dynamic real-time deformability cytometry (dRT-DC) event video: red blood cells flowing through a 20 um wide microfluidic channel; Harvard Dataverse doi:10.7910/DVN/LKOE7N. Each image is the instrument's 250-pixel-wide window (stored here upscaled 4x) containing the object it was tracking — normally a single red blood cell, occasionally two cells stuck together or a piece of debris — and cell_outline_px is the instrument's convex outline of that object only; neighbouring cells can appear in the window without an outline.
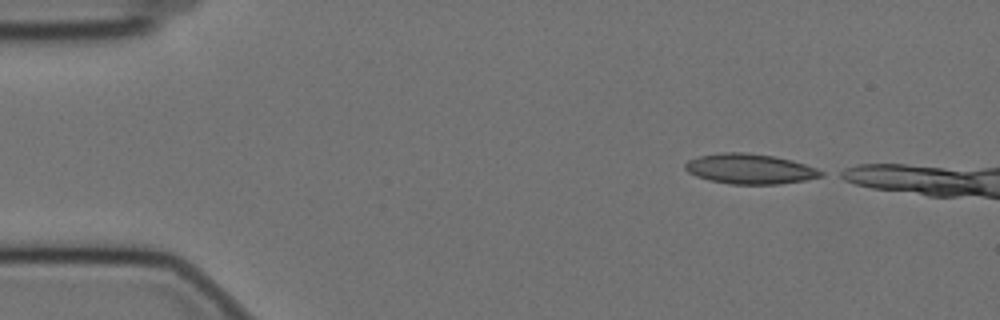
{"species": "Egyptian fruit bat (a non-hibernating species)", "species_latin": "Rousettus aegyptiacus", "temperature_condition": "cold", "stored_images_in_passage": 6, "camera_frame_rate_fps": 3000, "um_per_image_px": 0.085, "animal": {"sex": "female"}, "frame": {"image": 1, "passage_image": 1, "time_ms": 0.0, "image_size_px": [1000, 320], "cell_outline_px": [[824, 176], [804, 180], [780, 184], [732, 184], [708, 180], [696, 176], [688, 172], [684, 168], [684, 164], [688, 160], [700, 156], [724, 152], [744, 152], [772, 156], [792, 160], [816, 168], [824, 172]], "centroid_in_image_um": [63.73, 14.36], "position_along_channel_um": 21.3, "area_um2": 23.76}}